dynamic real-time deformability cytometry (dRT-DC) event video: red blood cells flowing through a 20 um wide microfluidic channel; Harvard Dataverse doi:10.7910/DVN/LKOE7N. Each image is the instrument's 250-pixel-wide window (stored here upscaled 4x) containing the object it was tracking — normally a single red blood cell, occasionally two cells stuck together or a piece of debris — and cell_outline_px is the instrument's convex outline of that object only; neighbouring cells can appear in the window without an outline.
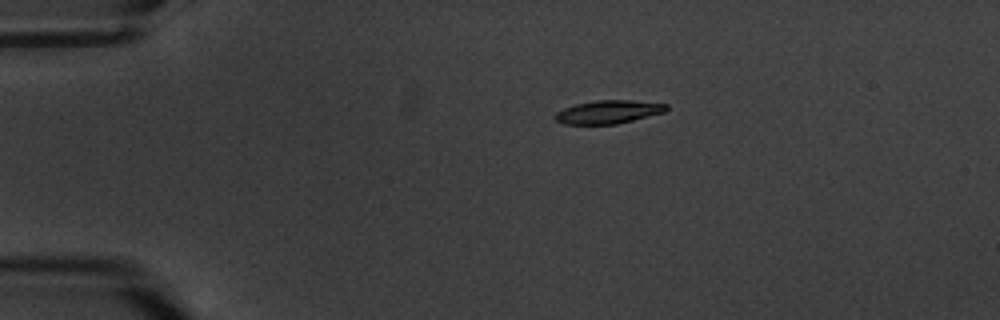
{"species": "common noctule bat (a hibernating species)", "species_latin": "Nyctalus noctula", "temperature_condition": "warm", "stored_images_in_passage": 4, "camera_frame_rate_fps": 3000, "um_per_image_px": 0.085, "animal": {"sex": "male", "body_mass_g": 20.1, "forearm_length_mm": 53.5}, "frame": {"image": 1, "passage_image": 1, "time_ms": 0.0, "image_size_px": [1000, 320], "cell_outline_px": [[668, 108], [664, 112], [616, 124], [564, 124], [556, 120], [552, 116], [556, 112], [564, 108], [576, 104], [596, 100], [632, 100], [668, 104]], "centroid_in_image_um": [51.68, 9.51], "position_along_channel_um": 33.3, "area_um2": 15.03}}